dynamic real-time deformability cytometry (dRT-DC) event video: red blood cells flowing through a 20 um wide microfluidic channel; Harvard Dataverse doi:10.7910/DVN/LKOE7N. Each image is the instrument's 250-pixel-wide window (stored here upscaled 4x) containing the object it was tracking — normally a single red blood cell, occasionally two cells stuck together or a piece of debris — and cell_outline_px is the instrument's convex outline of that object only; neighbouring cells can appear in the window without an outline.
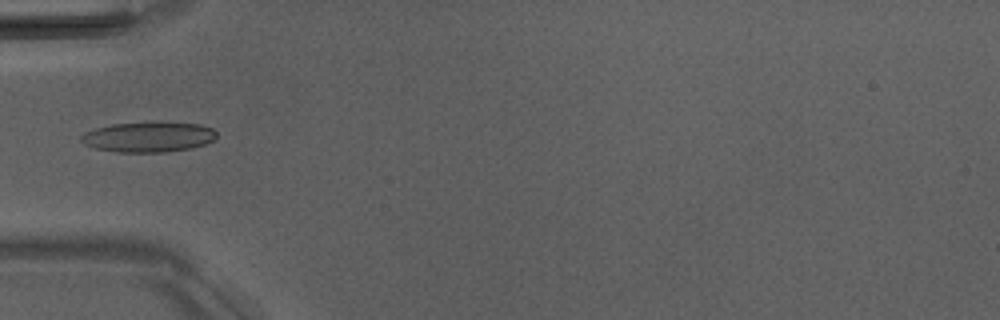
{"species": "Egyptian fruit bat (a non-hibernating species)", "species_latin": "Rousettus aegyptiacus", "temperature_condition": "room temperature", "stored_images_in_passage": 4, "camera_frame_rate_fps": 3000, "um_per_image_px": 0.085, "animal": {"sex": "male"}, "frame": {"image": 1, "passage_image": 3, "time_ms": 2.333, "image_size_px": [1000, 320], "cell_outline_px": [[216, 136], [212, 140], [204, 144], [192, 148], [164, 152], [116, 152], [96, 148], [84, 144], [80, 140], [80, 136], [84, 132], [96, 128], [112, 124], [200, 124], [212, 128], [216, 132]], "centroid_in_image_um": [12.58, 11.67], "position_along_channel_um": 72.4, "area_um2": 23.12}}